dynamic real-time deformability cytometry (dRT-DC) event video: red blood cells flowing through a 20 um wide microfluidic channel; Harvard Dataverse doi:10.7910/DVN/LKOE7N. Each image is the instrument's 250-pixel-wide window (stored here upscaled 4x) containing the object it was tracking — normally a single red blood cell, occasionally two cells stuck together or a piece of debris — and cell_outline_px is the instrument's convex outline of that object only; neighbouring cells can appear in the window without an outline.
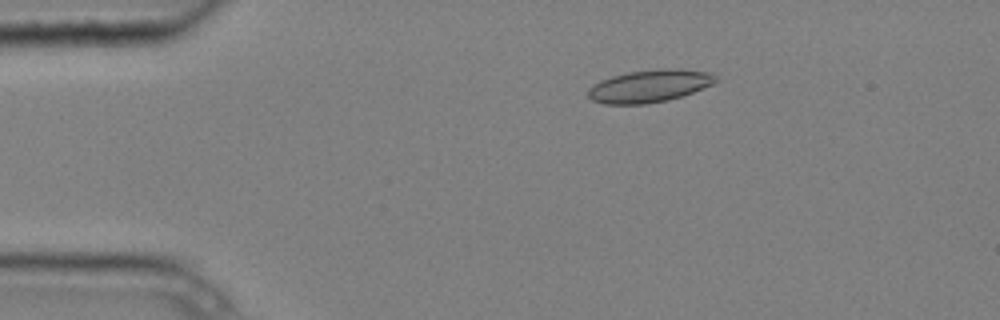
{"species": "common noctule bat (a hibernating species)", "species_latin": "Nyctalus noctula", "temperature_condition": "cold", "stored_images_in_passage": 3, "camera_frame_rate_fps": 3000, "um_per_image_px": 0.085, "animal": {"sex": "male", "body_mass_g": 20.4}, "frame": {"image": 1, "passage_image": 1, "time_ms": 0.0, "image_size_px": [1000, 320], "cell_outline_px": [[720, 80], [712, 84], [692, 92], [668, 100], [644, 104], [604, 104], [592, 100], [588, 96], [588, 88], [592, 84], [600, 80], [612, 76], [628, 72], [660, 68], [672, 68], [708, 72], [716, 76]], "centroid_in_image_um": [55.17, 7.3], "position_along_channel_um": 29.8, "area_um2": 24.16}}